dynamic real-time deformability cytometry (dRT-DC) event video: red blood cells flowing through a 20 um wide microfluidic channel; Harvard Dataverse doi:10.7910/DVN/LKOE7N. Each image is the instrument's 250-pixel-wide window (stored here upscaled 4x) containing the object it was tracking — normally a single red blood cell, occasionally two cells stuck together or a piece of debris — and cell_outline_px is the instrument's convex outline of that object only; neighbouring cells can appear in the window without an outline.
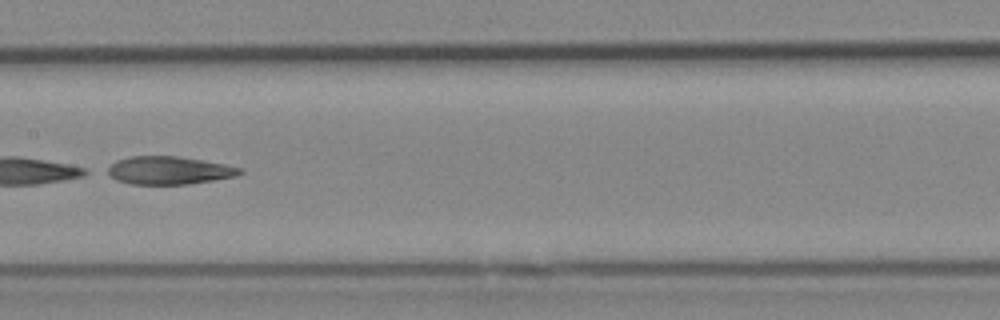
{"species": "Egyptian fruit bat (a non-hibernating species)", "species_latin": "Rousettus aegyptiacus", "temperature_condition": "cold", "stored_images_in_passage": 21, "camera_frame_rate_fps": 3000, "um_per_image_px": 0.085, "animal": {"sex": "female"}, "frame": {"image": 1, "passage_image": 15, "time_ms": 4.667, "image_size_px": [1000, 320], "cell_outline_px": [[244, 172], [236, 176], [188, 184], [128, 184], [116, 180], [104, 172], [104, 168], [116, 160], [128, 156], [180, 156], [224, 164], [244, 168]], "centroid_in_image_um": [14.3, 14.47], "position_along_channel_um": 193.1, "area_um2": 21.91}}